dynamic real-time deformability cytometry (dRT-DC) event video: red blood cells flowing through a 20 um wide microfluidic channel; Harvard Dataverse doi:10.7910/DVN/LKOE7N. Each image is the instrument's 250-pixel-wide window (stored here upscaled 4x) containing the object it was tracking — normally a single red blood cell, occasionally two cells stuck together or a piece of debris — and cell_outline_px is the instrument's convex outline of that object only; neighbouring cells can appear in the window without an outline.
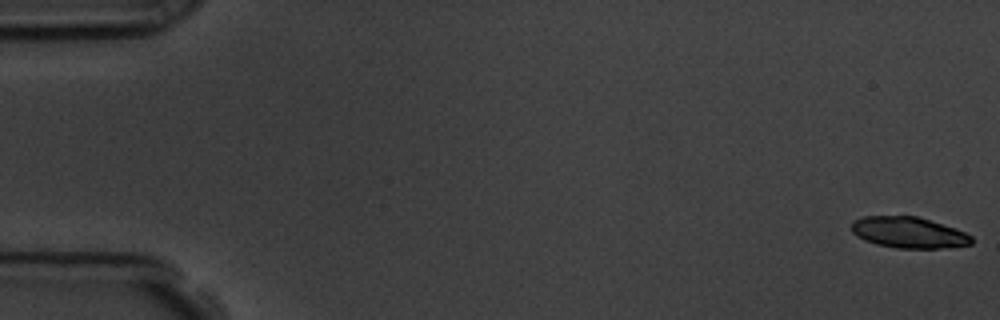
{"species": "common noctule bat (a hibernating species)", "species_latin": "Nyctalus noctula", "temperature_condition": "room temperature", "stored_images_in_passage": 58, "camera_frame_rate_fps": 3000, "um_per_image_px": 0.085, "animal": {"sex": "male", "body_mass_g": 19.5, "forearm_length_mm": 54.6}, "frame": {"image": 1, "passage_image": 1, "time_ms": 0.0, "image_size_px": [1000, 320], "cell_outline_px": [[972, 244], [940, 248], [896, 248], [876, 244], [864, 240], [856, 236], [852, 232], [852, 220], [864, 216], [916, 216], [956, 228], [972, 236]], "centroid_in_image_um": [77.21, 19.76], "position_along_channel_um": 7.8, "area_um2": 21.73}}